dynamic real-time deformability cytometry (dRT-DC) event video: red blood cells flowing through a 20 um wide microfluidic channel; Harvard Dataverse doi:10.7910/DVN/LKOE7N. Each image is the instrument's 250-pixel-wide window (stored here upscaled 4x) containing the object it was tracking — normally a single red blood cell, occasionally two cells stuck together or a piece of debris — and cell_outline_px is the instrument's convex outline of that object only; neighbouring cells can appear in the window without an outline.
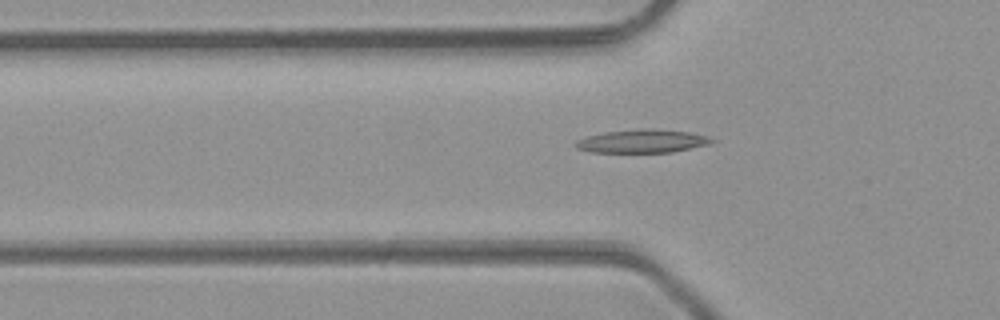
{"species": "common noctule bat (a hibernating species)", "species_latin": "Nyctalus noctula", "temperature_condition": "room temperature", "stored_images_in_passage": 33, "camera_frame_rate_fps": 3000, "um_per_image_px": 0.085, "animal": {"sex": "male", "body_mass_g": 23.1, "forearm_length_mm": 52.7}, "frame": {"image": 1, "passage_image": 2, "time_ms": 0.333, "image_size_px": [1000, 320], "cell_outline_px": [[716, 140], [712, 144], [672, 152], [588, 152], [576, 148], [572, 144], [576, 140], [588, 136], [604, 132], [640, 128], [652, 128], [688, 132], [708, 136]], "centroid_in_image_um": [54.59, 11.99], "position_along_channel_um": 71.2, "area_um2": 18.73}}
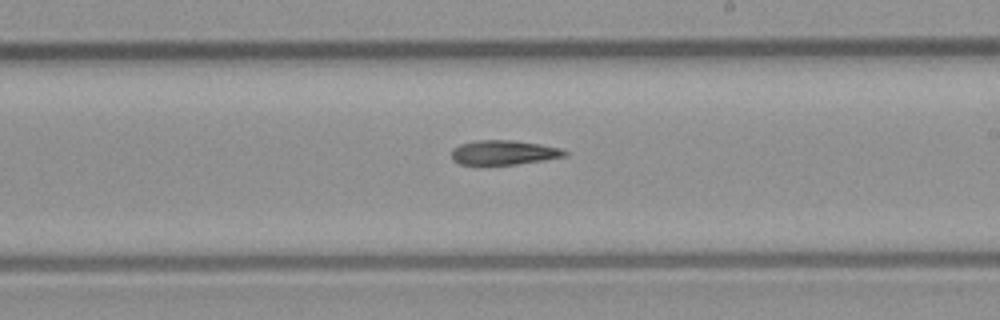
{"frame": {"image": 2, "passage_image": 14, "time_ms": 4.333, "image_size_px": [1000, 320], "cell_outline_px": [[568, 156], [544, 160], [516, 164], [460, 164], [452, 160], [452, 148], [460, 144], [476, 140], [512, 140], [540, 144], [560, 148], [568, 152]], "centroid_in_image_um": [42.83, 12.96], "position_along_channel_um": 246.2, "area_um2": 16.13}}
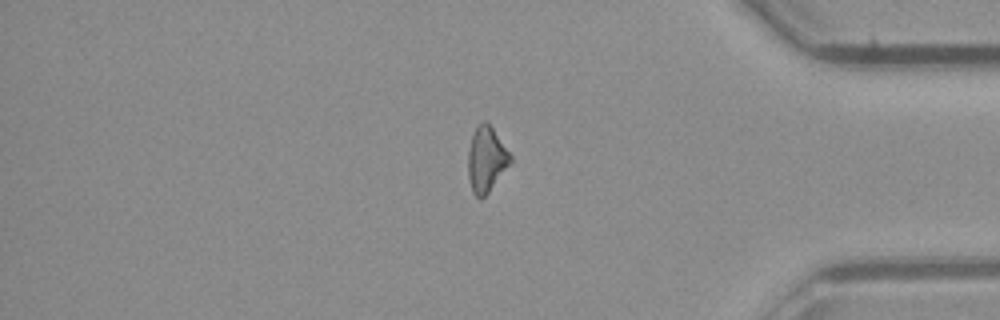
{"frame": {"image": 3, "passage_image": 26, "time_ms": 8.333, "image_size_px": [1000, 320], "cell_outline_px": [[512, 164], [488, 192], [480, 200], [472, 192], [468, 176], [468, 152], [472, 132], [480, 120], [484, 120], [492, 128], [512, 156]], "centroid_in_image_um": [41.34, 13.55], "position_along_channel_um": 393.9, "area_um2": 16.3}}